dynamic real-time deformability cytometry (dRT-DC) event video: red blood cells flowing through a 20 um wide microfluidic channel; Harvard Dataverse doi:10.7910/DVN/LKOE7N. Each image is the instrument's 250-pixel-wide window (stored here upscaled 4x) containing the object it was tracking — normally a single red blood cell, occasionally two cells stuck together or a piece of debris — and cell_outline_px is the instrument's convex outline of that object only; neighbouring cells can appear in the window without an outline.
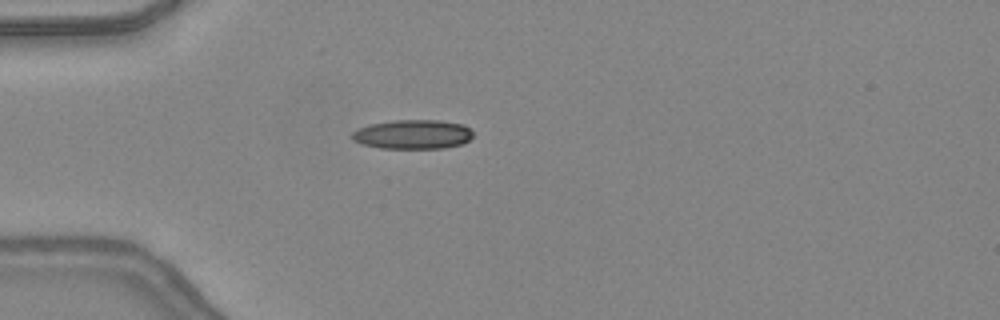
{"species": "common noctule bat (a hibernating species)", "species_latin": "Nyctalus noctula", "temperature_condition": "warm", "stored_images_in_passage": 40, "camera_frame_rate_fps": 3000, "um_per_image_px": 0.085, "animal": {"sex": "female", "body_mass_g": 24.6, "forearm_length_mm": 56.2}, "frame": {"image": 1, "passage_image": 6, "time_ms": 1.667, "image_size_px": [1000, 320], "cell_outline_px": [[472, 136], [468, 140], [460, 144], [444, 148], [380, 148], [364, 144], [352, 140], [352, 132], [360, 128], [372, 124], [396, 120], [440, 120], [464, 124], [472, 132]], "centroid_in_image_um": [35.1, 11.42], "position_along_channel_um": 49.9, "area_um2": 20.4}}
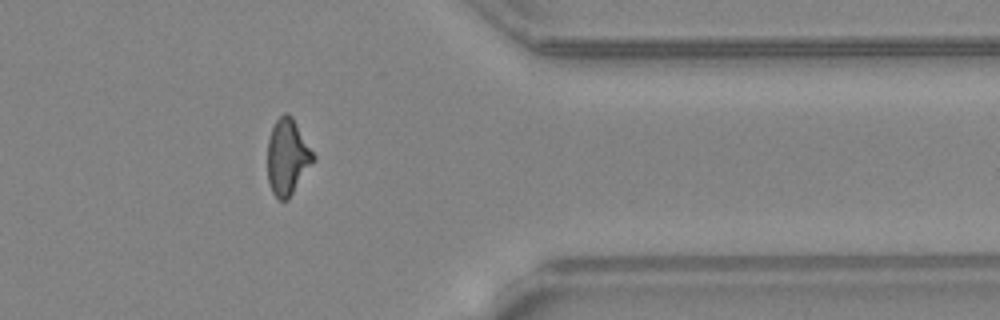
{"frame": {"image": 2, "passage_image": 31, "time_ms": 10.0, "image_size_px": [1000, 320], "cell_outline_px": [[316, 160], [288, 200], [280, 200], [272, 192], [268, 180], [268, 140], [272, 128], [276, 120], [284, 112], [288, 112], [292, 116], [316, 156]], "centroid_in_image_um": [24.46, 13.34], "position_along_channel_um": 386.9, "area_um2": 20.4}}
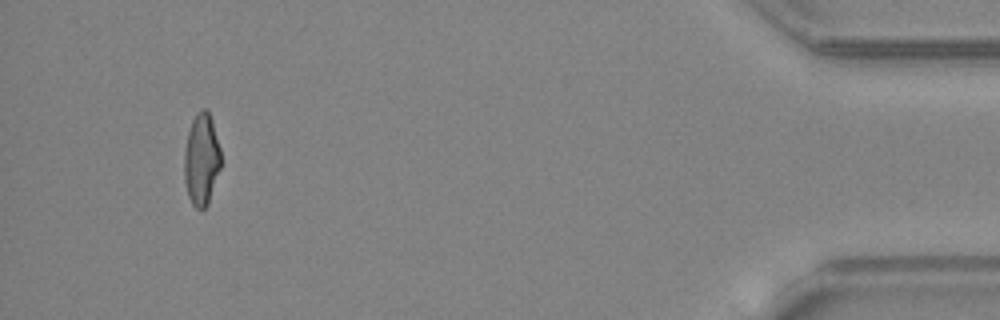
{"frame": {"image": 3, "passage_image": 37, "time_ms": 12.0, "image_size_px": [1000, 320], "cell_outline_px": [[220, 168], [208, 204], [200, 212], [192, 204], [188, 196], [184, 180], [184, 152], [188, 132], [192, 120], [196, 112], [200, 108], [208, 108], [212, 120], [220, 148]], "centroid_in_image_um": [17.11, 13.54], "position_along_channel_um": 418.1, "area_um2": 19.83}, "authors_computed_cell_mechanics": {"area_um2": 20.1722, "velocity_mm_per_s": 4.4017, "shape_relaxation_time_tau1_ms": 7.5896, "shape_relaxation_time_tau2_ms": 1.7133, "deformation_change_tau1": 0.2602, "deformation_change_tau2": 0.111}}